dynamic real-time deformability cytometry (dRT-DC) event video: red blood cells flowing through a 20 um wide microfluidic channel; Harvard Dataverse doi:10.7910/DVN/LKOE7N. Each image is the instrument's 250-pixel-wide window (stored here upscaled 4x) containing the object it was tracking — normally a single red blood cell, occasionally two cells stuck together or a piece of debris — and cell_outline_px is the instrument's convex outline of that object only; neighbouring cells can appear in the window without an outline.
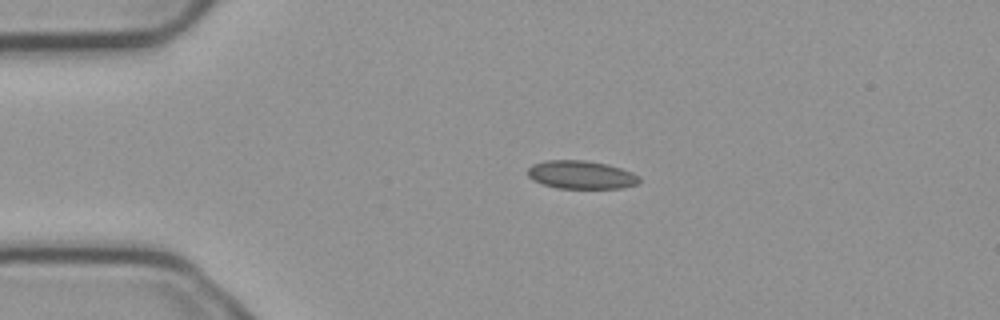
{"species": "common noctule bat (a hibernating species)", "species_latin": "Nyctalus noctula", "temperature_condition": "cold", "stored_images_in_passage": 5, "camera_frame_rate_fps": 3000, "um_per_image_px": 0.085, "animal": {"sex": "male", "body_mass_g": 23.1, "forearm_length_mm": 52.7}, "frame": {"image": 1, "passage_image": 4, "time_ms": 1.0, "image_size_px": [1000, 320], "cell_outline_px": [[640, 180], [636, 184], [624, 188], [560, 188], [544, 184], [532, 180], [528, 176], [528, 168], [532, 164], [544, 160], [584, 160], [608, 164], [632, 172], [640, 176]], "centroid_in_image_um": [49.4, 14.85], "position_along_channel_um": 35.6, "area_um2": 18.38}}